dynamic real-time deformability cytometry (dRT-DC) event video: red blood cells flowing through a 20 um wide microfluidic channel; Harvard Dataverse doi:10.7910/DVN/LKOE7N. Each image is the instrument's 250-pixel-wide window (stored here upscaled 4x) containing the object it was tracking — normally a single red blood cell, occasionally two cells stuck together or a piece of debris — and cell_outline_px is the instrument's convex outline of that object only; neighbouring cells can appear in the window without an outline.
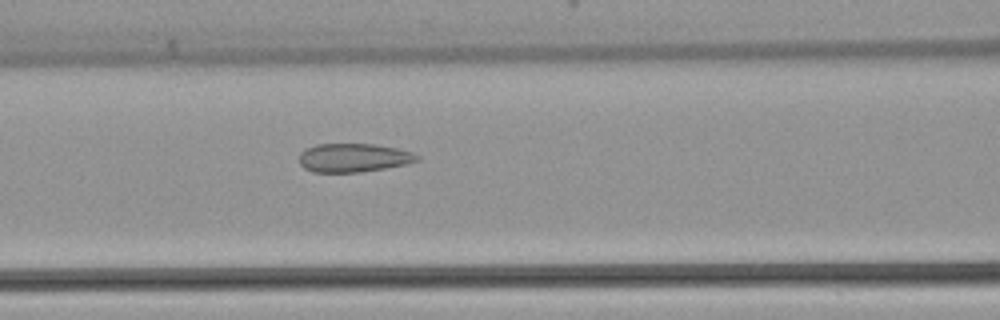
{"species": "common noctule bat (a hibernating species)", "species_latin": "Nyctalus noctula", "temperature_condition": "warm", "stored_images_in_passage": 47, "camera_frame_rate_fps": 3000, "um_per_image_px": 0.085, "animal": {"sex": "female", "body_mass_g": 22.7, "forearm_length_mm": 54.2}, "frame": {"image": 1, "passage_image": 20, "time_ms": 6.333, "image_size_px": [1000, 320], "cell_outline_px": [[420, 160], [408, 164], [360, 172], [312, 172], [304, 168], [300, 164], [300, 152], [316, 144], [376, 144], [396, 148], [412, 152], [420, 156]], "centroid_in_image_um": [30.07, 13.41], "position_along_channel_um": 136.5, "area_um2": 19.71}}
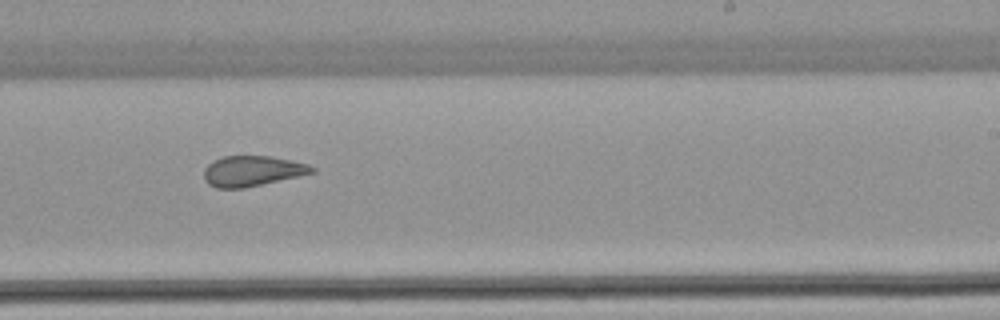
{"frame": {"image": 2, "passage_image": 29, "time_ms": 9.333, "image_size_px": [1000, 320], "cell_outline_px": [[316, 172], [244, 188], [216, 188], [208, 184], [204, 180], [204, 168], [208, 164], [224, 156], [272, 156], [308, 164], [316, 168]], "centroid_in_image_um": [21.44, 14.54], "position_along_channel_um": 267.6, "area_um2": 19.07}}
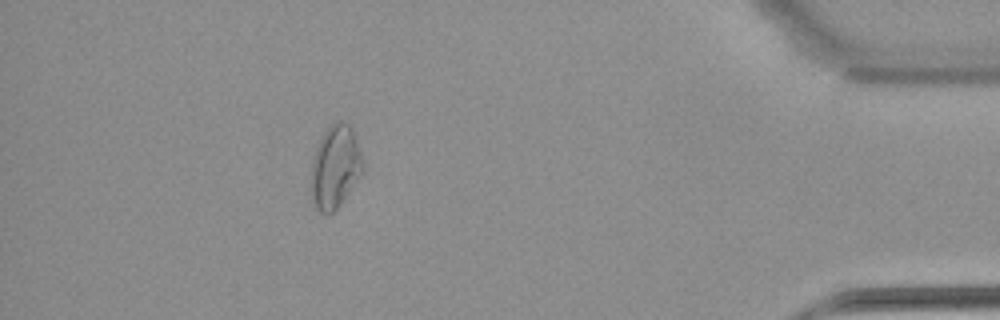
{"frame": {"image": 3, "passage_image": 42, "time_ms": 13.667, "image_size_px": [1000, 320], "cell_outline_px": [[360, 172], [340, 204], [328, 216], [312, 208], [312, 160], [316, 148], [324, 132], [336, 120], [344, 120], [352, 128], [360, 152]], "centroid_in_image_um": [28.43, 14.19], "position_along_channel_um": 406.8, "area_um2": 24.22}}